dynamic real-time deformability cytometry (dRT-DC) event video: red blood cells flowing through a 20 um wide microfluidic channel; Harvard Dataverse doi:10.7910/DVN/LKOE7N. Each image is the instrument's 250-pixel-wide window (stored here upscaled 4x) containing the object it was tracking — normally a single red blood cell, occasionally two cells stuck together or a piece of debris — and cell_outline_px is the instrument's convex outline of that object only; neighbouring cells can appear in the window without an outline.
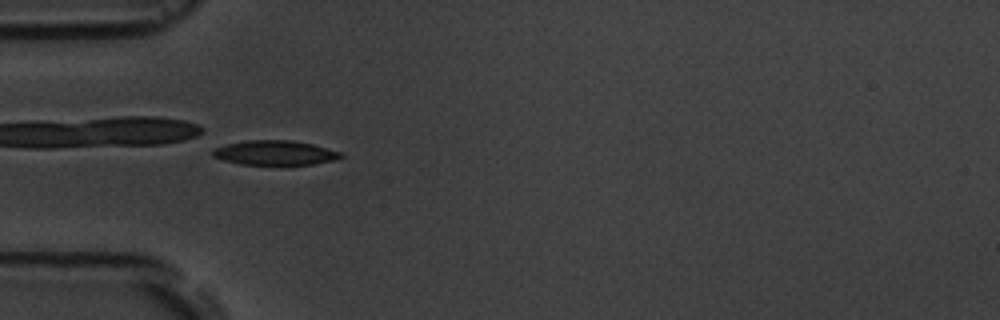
{"species": "common noctule bat (a hibernating species)", "species_latin": "Nyctalus noctula", "temperature_condition": "room temperature", "stored_images_in_passage": 6, "camera_frame_rate_fps": 3000, "um_per_image_px": 0.085, "animal": {"sex": "male", "body_mass_g": 19.5, "forearm_length_mm": 54.6}, "frame": {"image": 1, "passage_image": 5, "time_ms": 5.0, "image_size_px": [1000, 320], "cell_outline_px": [[344, 156], [332, 160], [312, 164], [240, 164], [224, 160], [212, 156], [212, 148], [228, 144], [248, 140], [292, 140], [312, 144], [340, 152]], "centroid_in_image_um": [23.33, 12.98], "position_along_channel_um": 61.7, "area_um2": 18.03}}